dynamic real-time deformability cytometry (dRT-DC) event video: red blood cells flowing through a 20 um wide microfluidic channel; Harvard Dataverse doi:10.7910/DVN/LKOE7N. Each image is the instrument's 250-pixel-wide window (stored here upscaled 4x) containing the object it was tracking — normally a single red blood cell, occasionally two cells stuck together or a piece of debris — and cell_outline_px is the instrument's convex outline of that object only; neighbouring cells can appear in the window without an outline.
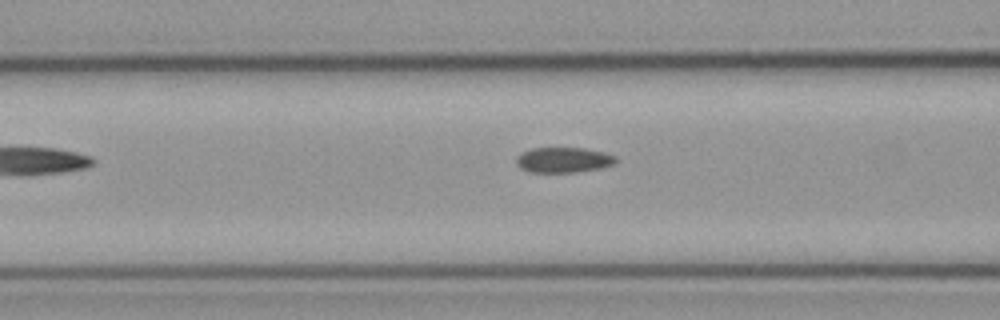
{"species": "common noctule bat (a hibernating species)", "species_latin": "Nyctalus noctula", "temperature_condition": "cold", "stored_images_in_passage": 4, "camera_frame_rate_fps": 3000, "um_per_image_px": 0.085, "animal": {"sex": "male", "body_mass_g": 23.1, "forearm_length_mm": 52.7}, "frame": {"image": 1, "passage_image": 4, "time_ms": 1.0, "image_size_px": [1000, 320], "cell_outline_px": [[616, 160], [612, 164], [600, 168], [576, 172], [532, 172], [520, 168], [516, 164], [516, 156], [520, 152], [532, 148], [584, 148], [604, 152], [616, 156]], "centroid_in_image_um": [47.85, 13.58], "position_along_channel_um": 118.8, "area_um2": 14.68}}